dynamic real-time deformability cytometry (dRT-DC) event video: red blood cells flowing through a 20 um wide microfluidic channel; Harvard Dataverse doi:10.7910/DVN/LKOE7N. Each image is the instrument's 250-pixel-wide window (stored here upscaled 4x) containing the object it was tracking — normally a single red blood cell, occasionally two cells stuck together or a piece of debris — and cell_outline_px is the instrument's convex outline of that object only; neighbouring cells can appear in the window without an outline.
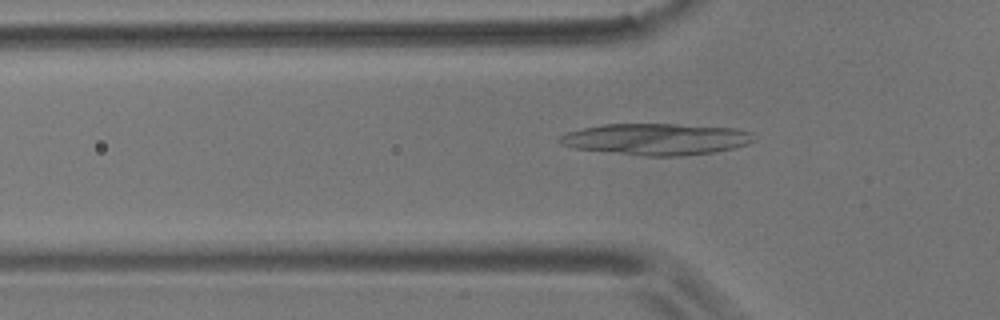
{"species": "common noctule bat (a hibernating species)", "species_latin": "Nyctalus noctula", "temperature_condition": "room temperature", "stored_images_in_passage": 49, "camera_frame_rate_fps": 3000, "um_per_image_px": 0.085, "animal": {"sex": "male", "body_mass_g": 17.9}, "frame": {"image": 1, "passage_image": 11, "time_ms": 3.333, "image_size_px": [1000, 320], "cell_outline_px": [[756, 140], [748, 144], [732, 148], [712, 152], [680, 156], [644, 156], [572, 148], [560, 144], [556, 140], [560, 136], [568, 132], [584, 128], [604, 124], [676, 124], [736, 128], [752, 132]], "centroid_in_image_um": [55.78, 11.83], "position_along_channel_um": 70.0, "area_um2": 35.72}}
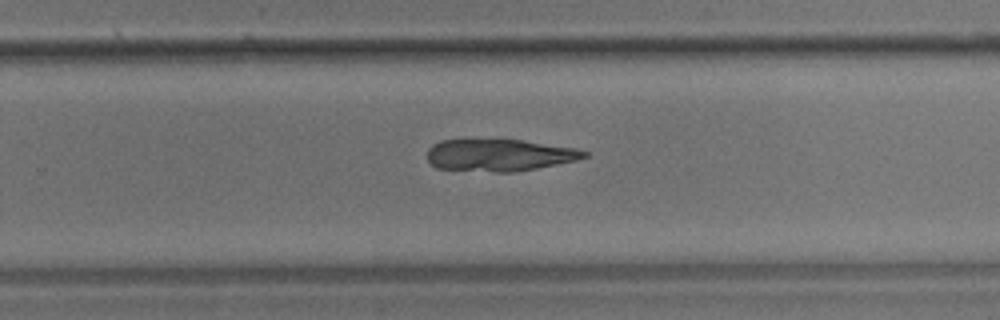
{"frame": {"image": 2, "passage_image": 29, "time_ms": 9.333, "image_size_px": [1000, 320], "cell_outline_px": [[588, 156], [576, 160], [516, 172], [496, 172], [436, 168], [428, 160], [428, 148], [432, 144], [440, 140], [524, 140], [576, 148], [588, 152]], "centroid_in_image_um": [42.44, 13.18], "position_along_channel_um": 287.4, "area_um2": 29.19}}
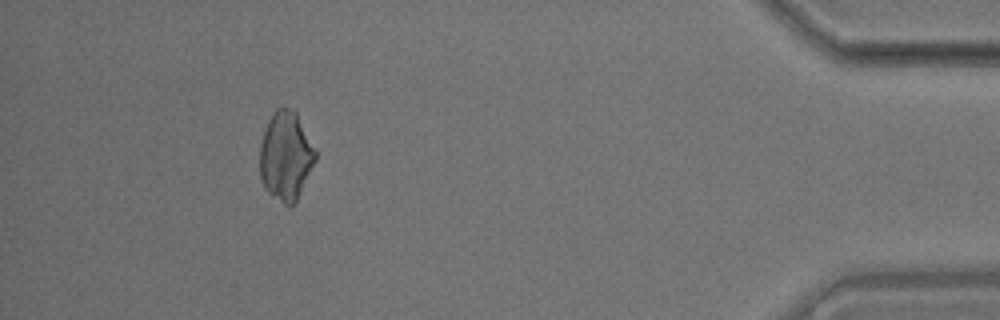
{"frame": {"image": 3, "passage_image": 44, "time_ms": 14.333, "image_size_px": [1000, 320], "cell_outline_px": [[316, 160], [296, 200], [288, 208], [268, 192], [264, 188], [260, 176], [260, 144], [268, 120], [276, 108], [288, 108], [296, 112], [316, 148]], "centroid_in_image_um": [24.29, 13.26], "position_along_channel_um": 410.9, "area_um2": 28.73}}